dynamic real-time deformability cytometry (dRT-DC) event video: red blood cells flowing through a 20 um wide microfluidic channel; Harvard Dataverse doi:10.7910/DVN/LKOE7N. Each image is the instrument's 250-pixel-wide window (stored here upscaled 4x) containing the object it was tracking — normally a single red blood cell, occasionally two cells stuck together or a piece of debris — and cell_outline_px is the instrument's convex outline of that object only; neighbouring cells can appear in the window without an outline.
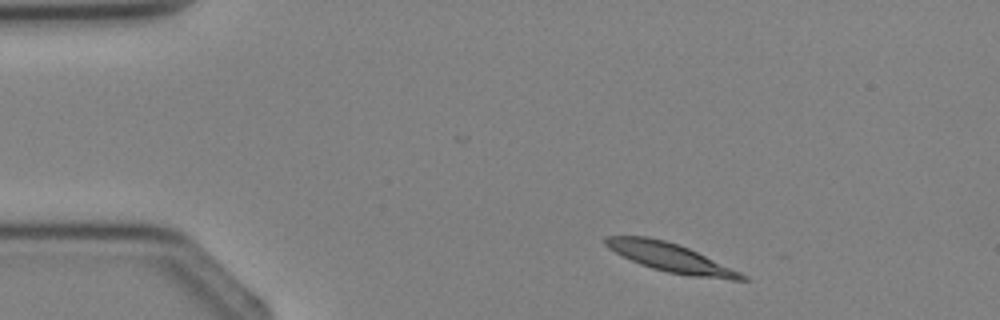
{"species": "Egyptian fruit bat (a non-hibernating species)", "species_latin": "Rousettus aegyptiacus", "temperature_condition": "cold", "stored_images_in_passage": 3, "segment_of_instrument_passage": [2, 2], "camera_frame_rate_fps": 3000, "um_per_image_px": 0.085, "animal": {"sex": "female"}, "frame": {"image": 1, "passage_image": 3, "time_ms": 3.333, "image_size_px": [1000, 320], "cell_outline_px": [[748, 280], [732, 280], [692, 276], [668, 272], [652, 268], [640, 264], [608, 248], [604, 244], [604, 236], [648, 236], [664, 240], [688, 248], [740, 272], [748, 276]], "centroid_in_image_um": [56.98, 21.89], "position_along_channel_um": 28.0, "area_um2": 22.43}}